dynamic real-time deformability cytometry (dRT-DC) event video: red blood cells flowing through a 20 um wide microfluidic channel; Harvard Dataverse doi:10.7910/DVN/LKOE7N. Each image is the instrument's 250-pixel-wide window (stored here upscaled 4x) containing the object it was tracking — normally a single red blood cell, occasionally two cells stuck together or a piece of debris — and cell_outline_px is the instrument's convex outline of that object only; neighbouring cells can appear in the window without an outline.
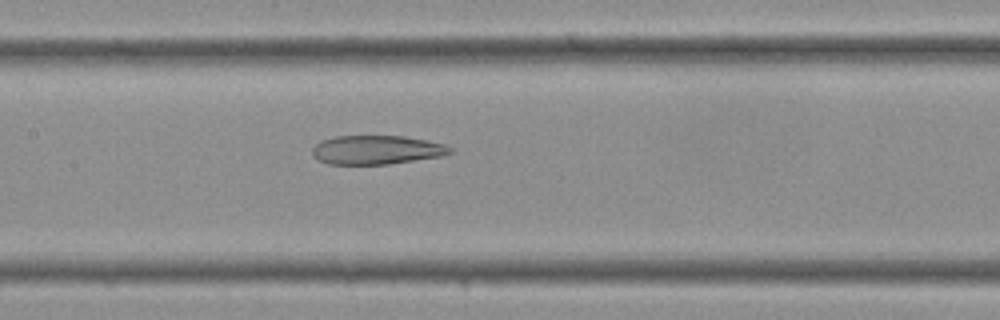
{"species": "Egyptian fruit bat (a non-hibernating species)", "species_latin": "Rousettus aegyptiacus", "temperature_condition": "cold", "stored_images_in_passage": 30, "camera_frame_rate_fps": 3000, "um_per_image_px": 0.085, "frame": {"image": 1, "passage_image": 11, "time_ms": 3.333, "image_size_px": [1000, 320], "cell_outline_px": [[452, 152], [444, 156], [388, 164], [328, 164], [320, 160], [312, 152], [312, 148], [320, 140], [336, 136], [404, 136], [428, 140], [444, 144], [452, 148]], "centroid_in_image_um": [32.04, 12.73], "position_along_channel_um": 175.4, "area_um2": 23.24}}
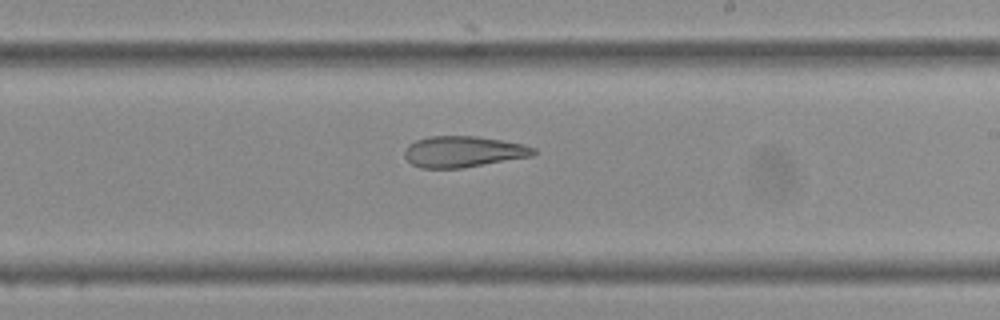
{"frame": {"image": 2, "passage_image": 15, "time_ms": 4.667, "image_size_px": [1000, 320], "cell_outline_px": [[536, 152], [532, 156], [464, 168], [420, 168], [412, 164], [404, 156], [404, 148], [408, 144], [416, 140], [428, 136], [476, 136], [500, 140], [520, 144], [536, 148]], "centroid_in_image_um": [39.33, 12.89], "position_along_channel_um": 249.7, "area_um2": 23.41}}
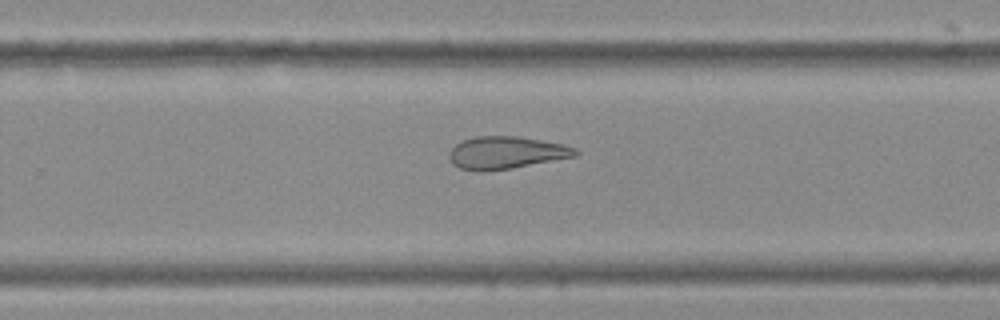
{"frame": {"image": 3, "passage_image": 17, "time_ms": 5.333, "image_size_px": [1000, 320], "cell_outline_px": [[580, 152], [576, 156], [512, 168], [484, 172], [476, 172], [460, 168], [452, 164], [448, 156], [448, 152], [460, 140], [476, 136], [516, 136], [564, 144], [576, 148]], "centroid_in_image_um": [42.98, 12.98], "position_along_channel_um": 286.8, "area_um2": 24.1}}